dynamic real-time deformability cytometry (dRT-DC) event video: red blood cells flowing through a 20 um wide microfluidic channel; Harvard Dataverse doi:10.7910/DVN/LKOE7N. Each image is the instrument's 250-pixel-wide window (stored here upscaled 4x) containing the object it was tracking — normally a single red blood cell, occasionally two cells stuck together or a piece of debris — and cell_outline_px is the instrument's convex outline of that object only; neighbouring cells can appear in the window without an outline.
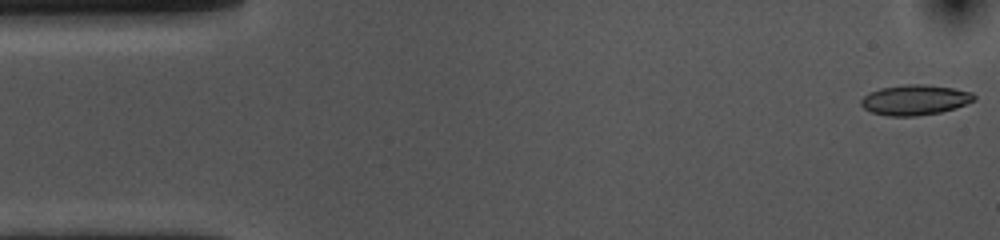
{"species": "common noctule bat (a hibernating species)", "species_latin": "Nyctalus noctula", "temperature_condition": "cold", "stored_images_in_passage": 55, "camera_frame_rate_fps": 3000, "um_per_image_px": 0.085, "animal": {"sex": "female", "body_mass_g": 10.0, "forearm_length_mm": 53.1}, "frame": {"image": 1, "passage_image": 1, "time_ms": 0.0, "image_size_px": [1000, 240], "cell_outline_px": [[976, 100], [956, 108], [940, 112], [916, 116], [888, 116], [872, 112], [864, 108], [860, 104], [860, 100], [864, 96], [880, 88], [904, 84], [924, 84], [952, 88], [972, 92], [976, 96]], "centroid_in_image_um": [77.79, 8.49], "position_along_channel_um": 7.2, "area_um2": 19.94}}
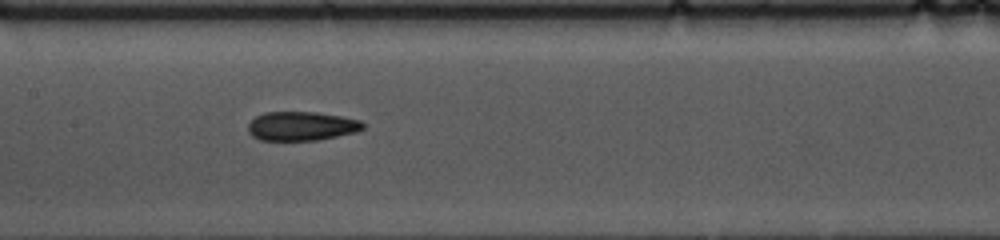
{"frame": {"image": 2, "passage_image": 25, "time_ms": 8.0, "image_size_px": [1000, 240], "cell_outline_px": [[364, 128], [356, 132], [316, 140], [260, 140], [252, 136], [248, 132], [248, 124], [256, 116], [264, 112], [316, 112], [340, 116], [360, 120], [364, 124]], "centroid_in_image_um": [25.61, 10.71], "position_along_channel_um": 181.8, "area_um2": 19.36}}
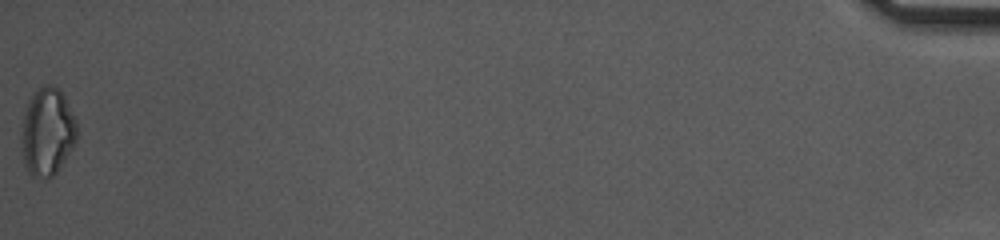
{"frame": {"image": 3, "passage_image": 55, "time_ms": 18.0, "image_size_px": [1000, 240], "cell_outline_px": [[76, 140], [72, 148], [56, 172], [48, 180], [32, 176], [28, 172], [24, 164], [20, 148], [20, 132], [24, 112], [28, 100], [32, 92], [44, 84], [52, 84], [60, 88], [76, 120]], "centroid_in_image_um": [3.97, 11.19], "position_along_channel_um": 431.2, "area_um2": 28.96}, "authors_computed_cell_mechanics": {"area_um2": 19.8832, "velocity_mm_per_s": 3.563, "shape_relaxation_time_tau1_ms": null, "shape_relaxation_time_tau2_ms": 3.1004, "deformation_change_tau1": null, "deformation_change_tau2": 0.0827}}